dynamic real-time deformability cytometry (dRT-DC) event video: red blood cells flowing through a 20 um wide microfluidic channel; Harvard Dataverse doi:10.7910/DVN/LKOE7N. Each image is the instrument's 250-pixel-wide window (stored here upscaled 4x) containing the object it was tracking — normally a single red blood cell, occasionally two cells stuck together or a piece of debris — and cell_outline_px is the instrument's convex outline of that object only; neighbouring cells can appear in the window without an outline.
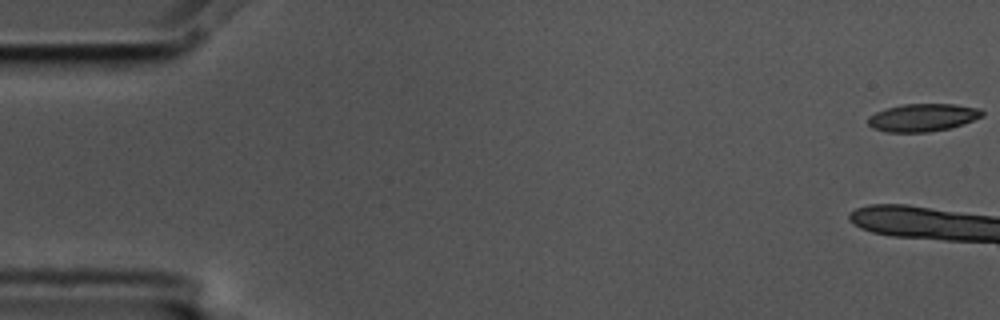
{"species": "common noctule bat (a hibernating species)", "species_latin": "Nyctalus noctula", "temperature_condition": "cold", "stored_images_in_passage": 7, "camera_frame_rate_fps": 3000, "um_per_image_px": 0.085, "animal": {"sex": "male", "body_mass_g": 17.5, "forearm_length_mm": 52.3}, "frame": {"image": 1, "passage_image": 1, "time_ms": 0.0, "image_size_px": [1000, 320], "cell_outline_px": [[984, 116], [964, 124], [948, 128], [928, 132], [884, 132], [872, 128], [868, 124], [868, 116], [876, 112], [900, 104], [956, 104], [980, 108], [984, 112]], "centroid_in_image_um": [78.45, 9.99], "position_along_channel_um": 6.6, "area_um2": 18.61}}